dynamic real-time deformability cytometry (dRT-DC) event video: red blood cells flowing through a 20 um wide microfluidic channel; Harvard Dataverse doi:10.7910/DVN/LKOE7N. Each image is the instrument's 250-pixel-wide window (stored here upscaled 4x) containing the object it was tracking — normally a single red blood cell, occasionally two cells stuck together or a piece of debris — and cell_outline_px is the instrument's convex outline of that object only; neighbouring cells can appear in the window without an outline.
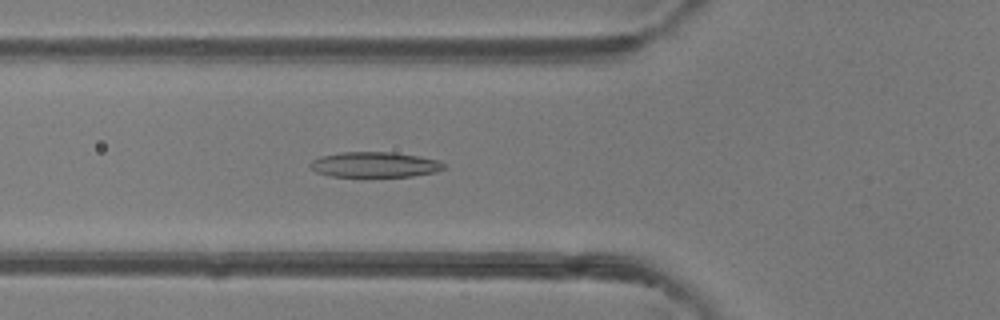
{"species": "common noctule bat (a hibernating species)", "species_latin": "Nyctalus noctula", "temperature_condition": "room temperature", "stored_images_in_passage": 50, "camera_frame_rate_fps": 3000, "um_per_image_px": 0.085, "animal": {"sex": "female"}, "frame": {"image": 1, "passage_image": 18, "time_ms": 5.667, "image_size_px": [1000, 320], "cell_outline_px": [[444, 168], [436, 172], [412, 176], [332, 176], [316, 172], [308, 164], [312, 160], [320, 156], [340, 152], [392, 152], [420, 156], [436, 160], [444, 164]], "centroid_in_image_um": [31.82, 13.98], "position_along_channel_um": 94.0, "area_um2": 19.59}}
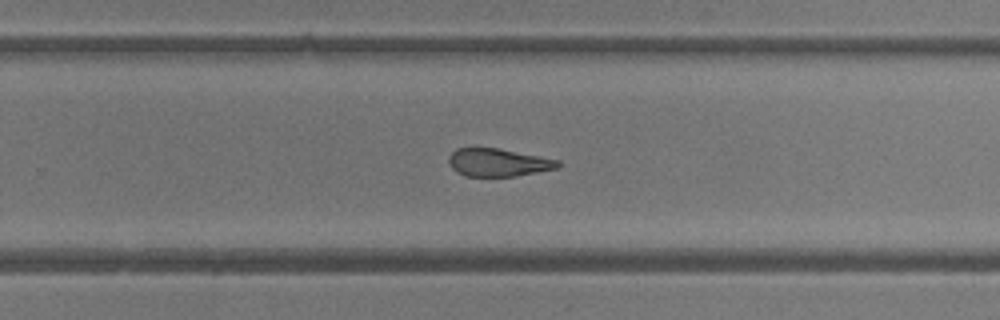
{"frame": {"image": 2, "passage_image": 32, "time_ms": 10.333, "image_size_px": [1000, 320], "cell_outline_px": [[560, 164], [556, 168], [516, 176], [464, 176], [456, 172], [448, 164], [448, 156], [456, 148], [500, 148], [560, 160]], "centroid_in_image_um": [42.3, 13.8], "position_along_channel_um": 287.5, "area_um2": 17.8}}
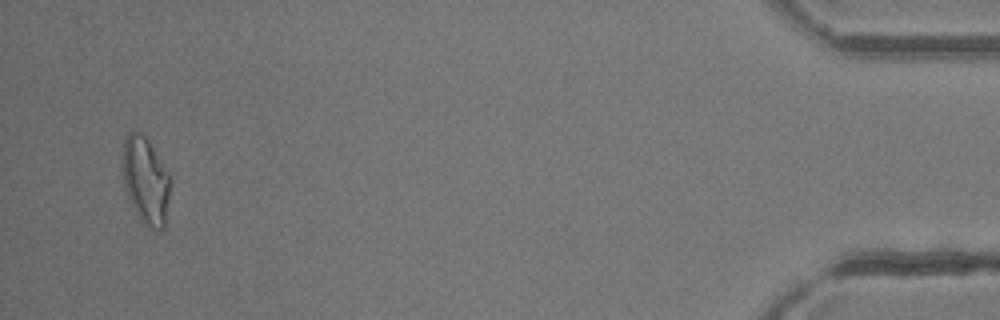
{"frame": {"image": 3, "passage_image": 48, "time_ms": 15.667, "image_size_px": [1000, 320], "cell_outline_px": [[172, 180], [164, 228], [160, 232], [144, 224], [140, 220], [128, 196], [124, 184], [120, 168], [120, 164], [124, 140], [128, 132], [140, 132], [148, 140], [168, 172]], "centroid_in_image_um": [12.37, 15.34], "position_along_channel_um": 422.8, "area_um2": 24.57}, "authors_computed_cell_mechanics": {"area_um2": 20.3167, "velocity_mm_per_s": 4.1506, "shape_relaxation_time_tau1_ms": null, "shape_relaxation_time_tau2_ms": 3.1866, "deformation_change_tau1": null, "deformation_change_tau2": 0.1224}}